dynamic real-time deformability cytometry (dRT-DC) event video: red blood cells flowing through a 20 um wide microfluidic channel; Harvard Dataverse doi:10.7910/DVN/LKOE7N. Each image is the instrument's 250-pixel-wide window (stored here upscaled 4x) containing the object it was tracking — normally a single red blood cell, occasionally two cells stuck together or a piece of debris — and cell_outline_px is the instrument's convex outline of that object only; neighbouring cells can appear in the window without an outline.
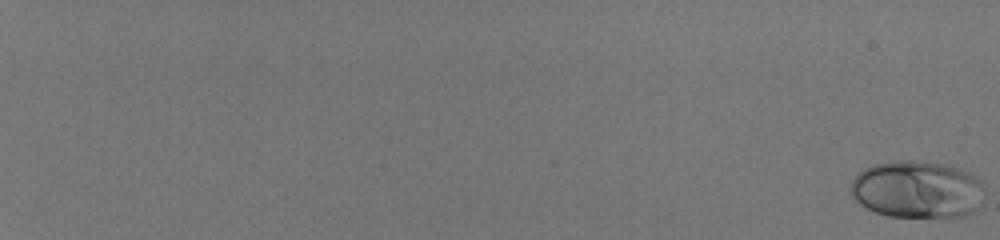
{"species": "human", "species_latin": "Homo sapiens", "temperature_condition": "room temperature", "stored_images_in_passage": 57, "camera_frame_rate_fps": 3000, "um_per_image_px": 0.085, "donor": {"sex": "male"}, "frame": {"image": 1, "passage_image": 1, "time_ms": 0.0, "image_size_px": [1000, 240], "cell_outline_px": [[984, 188], [980, 204], [972, 212], [964, 216], [888, 216], [876, 212], [860, 204], [848, 192], [848, 188], [852, 180], [864, 168], [872, 164], [896, 160], [908, 160], [940, 164], [956, 168], [968, 172], [980, 180], [984, 184]], "centroid_in_image_um": [77.92, 16.1], "position_along_channel_um": 7.1, "area_um2": 44.56}}
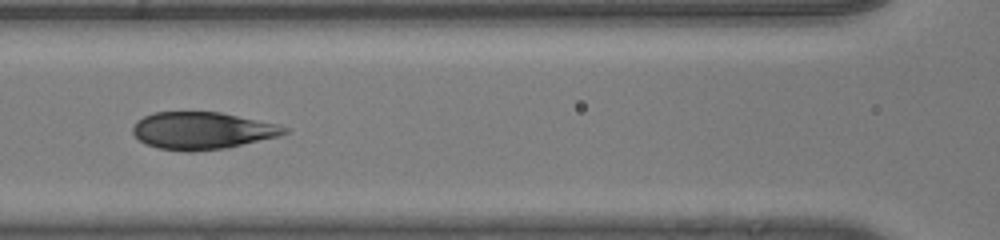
{"frame": {"image": 2, "passage_image": 33, "time_ms": 10.667, "image_size_px": [1000, 240], "cell_outline_px": [[288, 132], [280, 136], [224, 148], [192, 152], [184, 152], [156, 148], [144, 144], [132, 132], [132, 128], [136, 120], [152, 112], [220, 112], [280, 124], [288, 128]], "centroid_in_image_um": [17.17, 11.1], "position_along_channel_um": 149.4, "area_um2": 33.18}}
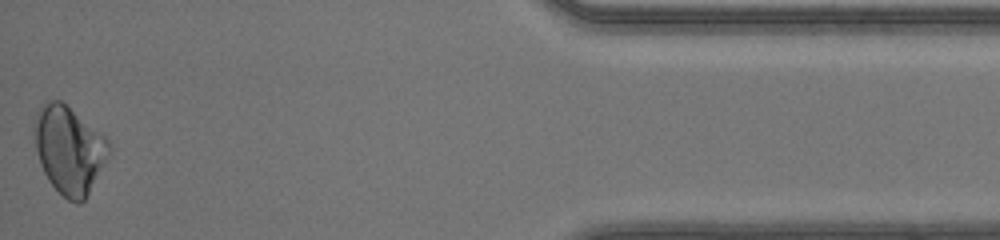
{"frame": {"image": 3, "passage_image": 57, "time_ms": 18.667, "image_size_px": [1000, 240], "cell_outline_px": [[112, 148], [84, 200], [80, 204], [76, 204], [68, 200], [48, 180], [40, 164], [32, 132], [32, 120], [36, 112], [44, 100], [60, 100], [104, 136], [108, 140]], "centroid_in_image_um": [5.82, 12.69], "position_along_channel_um": 429.4, "area_um2": 37.86}, "authors_computed_cell_mechanics": {"area_um2": 36.2984, "velocity_mm_per_s": 4.1433, "shape_relaxation_time_tau1_ms": 6.0286, "shape_relaxation_time_tau2_ms": null, "deformation_change_tau1": 0.1899, "deformation_change_tau2": null}}